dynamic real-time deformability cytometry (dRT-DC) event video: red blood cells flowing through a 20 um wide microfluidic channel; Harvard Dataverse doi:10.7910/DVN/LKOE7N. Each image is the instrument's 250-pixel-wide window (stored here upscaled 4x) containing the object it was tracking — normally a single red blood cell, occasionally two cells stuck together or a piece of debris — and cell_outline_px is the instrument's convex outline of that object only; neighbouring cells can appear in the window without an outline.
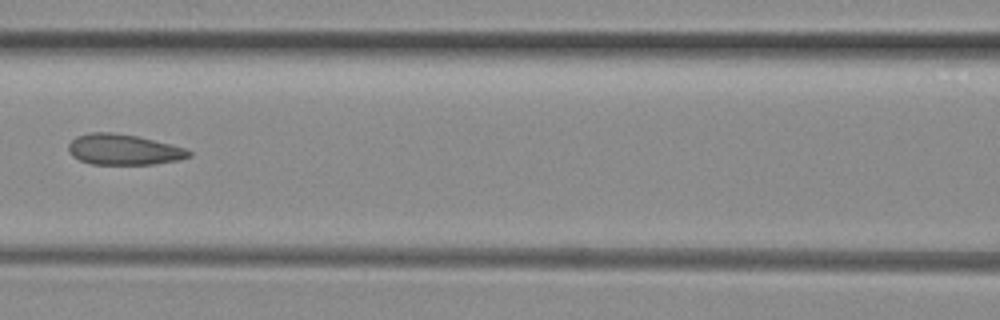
{"species": "common noctule bat (a hibernating species)", "species_latin": "Nyctalus noctula", "temperature_condition": "room temperature", "stored_images_in_passage": 4, "camera_frame_rate_fps": 3000, "um_per_image_px": 0.085, "animal": {"sex": "female", "body_mass_g": 29.2, "forearm_length_mm": 56.3}, "frame": {"image": 1, "passage_image": 3, "time_ms": 0.667, "image_size_px": [1000, 320], "cell_outline_px": [[192, 156], [180, 160], [152, 164], [92, 164], [80, 160], [72, 156], [68, 152], [68, 144], [76, 136], [88, 132], [112, 132], [136, 136], [184, 148], [192, 152]], "centroid_in_image_um": [10.47, 12.71], "position_along_channel_um": 156.1, "area_um2": 21.44}}
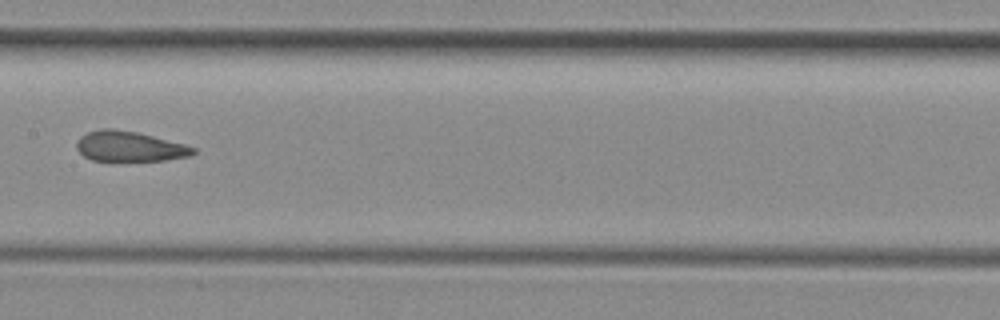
{"frame": {"image": 2, "passage_image": 4, "time_ms": 1.0, "image_size_px": [1000, 320], "cell_outline_px": [[196, 152], [192, 156], [164, 160], [112, 164], [92, 160], [84, 156], [76, 148], [76, 144], [80, 136], [88, 132], [100, 128], [112, 128], [136, 132], [184, 144], [196, 148]], "centroid_in_image_um": [10.98, 12.5], "position_along_channel_um": 196.4, "area_um2": 21.39}}